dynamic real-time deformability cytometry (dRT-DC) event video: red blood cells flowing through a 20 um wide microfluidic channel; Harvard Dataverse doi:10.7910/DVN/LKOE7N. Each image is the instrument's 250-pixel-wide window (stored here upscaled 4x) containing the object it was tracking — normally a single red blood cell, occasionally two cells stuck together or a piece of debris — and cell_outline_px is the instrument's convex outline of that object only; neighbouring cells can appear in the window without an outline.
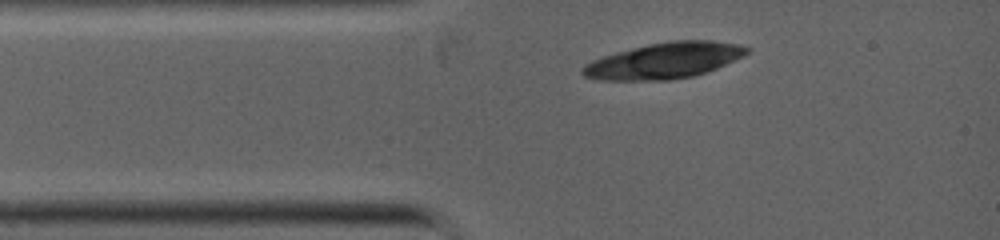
{"species": "common noctule bat (a hibernating species)", "species_latin": "Nyctalus noctula", "temperature_condition": "warm", "stored_images_in_passage": 3, "camera_frame_rate_fps": 5000, "um_per_image_px": 0.085, "animal": {"sex": "female", "body_mass_g": 19.0, "forearm_length_mm": 53.3}, "frame": {"image": 1, "passage_image": 1, "time_ms": 0.0, "image_size_px": [1000, 240], "cell_outline_px": [[752, 48], [744, 56], [716, 68], [692, 76], [668, 80], [600, 80], [584, 76], [580, 72], [580, 68], [584, 64], [592, 60], [616, 52], [648, 44], [672, 40], [712, 40], [740, 44]], "centroid_in_image_um": [56.46, 5.14], "position_along_channel_um": 28.5, "area_um2": 34.39}}